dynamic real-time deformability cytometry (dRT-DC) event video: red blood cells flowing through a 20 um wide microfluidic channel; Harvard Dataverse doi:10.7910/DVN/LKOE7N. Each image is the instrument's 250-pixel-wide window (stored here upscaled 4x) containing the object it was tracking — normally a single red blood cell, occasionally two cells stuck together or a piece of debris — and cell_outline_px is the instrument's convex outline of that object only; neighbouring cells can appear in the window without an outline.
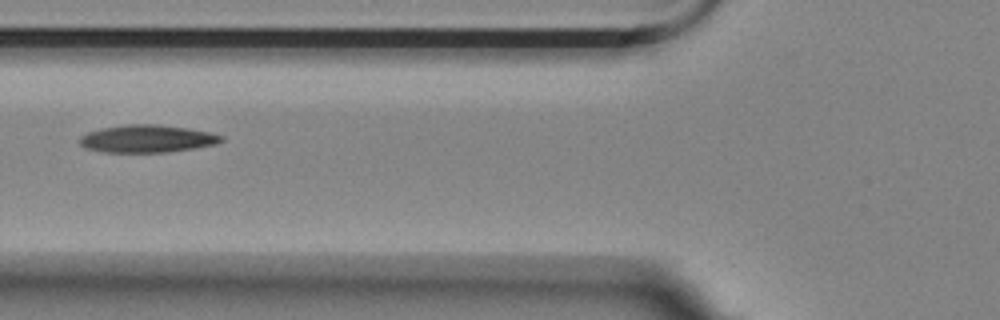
{"species": "Egyptian fruit bat (a non-hibernating species)", "species_latin": "Rousettus aegyptiacus", "temperature_condition": "room temperature", "stored_images_in_passage": 6, "camera_frame_rate_fps": 3000, "um_per_image_px": 0.085, "animal": {"sex": "female"}, "frame": {"image": 1, "passage_image": 6, "time_ms": 5.667, "image_size_px": [1000, 320], "cell_outline_px": [[224, 140], [216, 144], [196, 148], [164, 152], [104, 152], [88, 148], [80, 144], [80, 136], [88, 132], [100, 128], [124, 124], [156, 124], [184, 128], [208, 132], [224, 136]], "centroid_in_image_um": [12.5, 11.79], "position_along_channel_um": 113.3, "area_um2": 22.6}}